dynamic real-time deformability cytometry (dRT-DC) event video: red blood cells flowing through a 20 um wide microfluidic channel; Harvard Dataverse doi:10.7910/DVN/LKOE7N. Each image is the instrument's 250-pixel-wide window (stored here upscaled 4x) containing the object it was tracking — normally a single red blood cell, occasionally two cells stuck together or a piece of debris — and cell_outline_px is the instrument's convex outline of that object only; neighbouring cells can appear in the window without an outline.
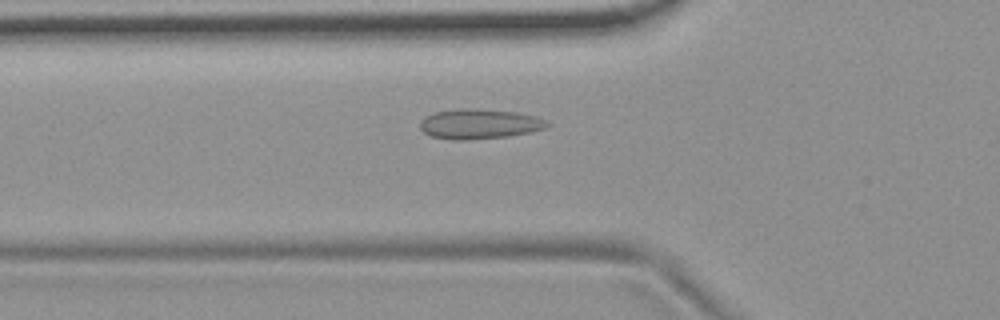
{"species": "common noctule bat (a hibernating species)", "species_latin": "Nyctalus noctula", "temperature_condition": "room temperature", "stored_images_in_passage": 49, "camera_frame_rate_fps": 3000, "um_per_image_px": 0.085, "animal": {"sex": "female", "body_mass_g": 19.9}, "frame": {"image": 1, "passage_image": 14, "time_ms": 4.333, "image_size_px": [1000, 320], "cell_outline_px": [[552, 124], [544, 128], [528, 132], [508, 136], [468, 140], [452, 140], [432, 136], [424, 132], [420, 128], [420, 120], [424, 116], [432, 112], [460, 108], [480, 108], [516, 112], [536, 116]], "centroid_in_image_um": [40.7, 10.52], "position_along_channel_um": 85.1, "area_um2": 22.37}}
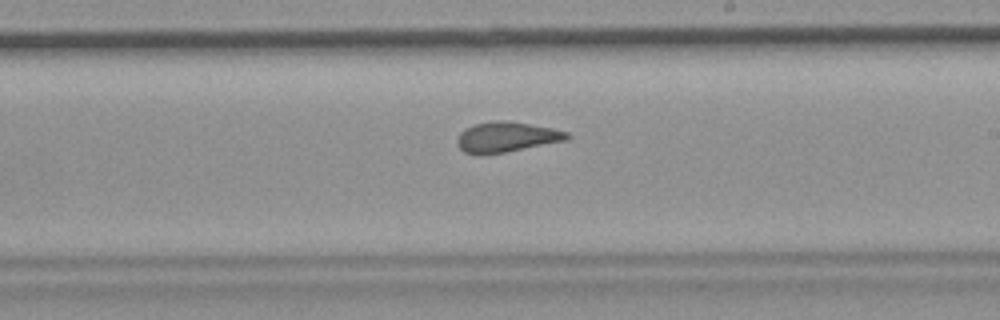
{"frame": {"image": 2, "passage_image": 27, "time_ms": 8.667, "image_size_px": [1000, 320], "cell_outline_px": [[572, 136], [568, 140], [504, 152], [464, 152], [456, 144], [456, 140], [460, 132], [464, 128], [476, 124], [496, 120], [508, 120], [552, 128], [568, 132]], "centroid_in_image_um": [43.09, 11.61], "position_along_channel_um": 245.9, "area_um2": 19.02}}
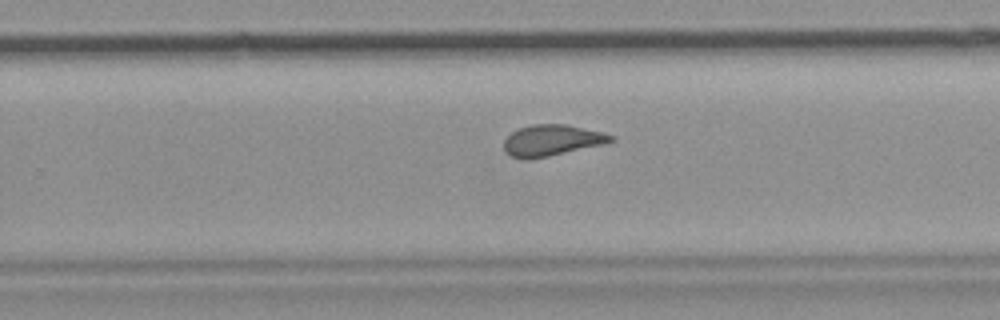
{"frame": {"image": 3, "passage_image": 30, "time_ms": 9.667, "image_size_px": [1000, 320], "cell_outline_px": [[616, 140], [604, 144], [548, 156], [528, 160], [512, 156], [504, 152], [504, 140], [512, 132], [520, 128], [532, 124], [568, 124], [600, 132], [612, 136]], "centroid_in_image_um": [46.88, 11.93], "position_along_channel_um": 282.9, "area_um2": 19.25}, "authors_computed_cell_mechanics": {"area_um2": 19.941, "velocity_mm_per_s": 3.7111, "shape_relaxation_time_tau1_ms": null, "shape_relaxation_time_tau2_ms": 1.5022, "deformation_change_tau1": null, "deformation_change_tau2": 0.0734}}